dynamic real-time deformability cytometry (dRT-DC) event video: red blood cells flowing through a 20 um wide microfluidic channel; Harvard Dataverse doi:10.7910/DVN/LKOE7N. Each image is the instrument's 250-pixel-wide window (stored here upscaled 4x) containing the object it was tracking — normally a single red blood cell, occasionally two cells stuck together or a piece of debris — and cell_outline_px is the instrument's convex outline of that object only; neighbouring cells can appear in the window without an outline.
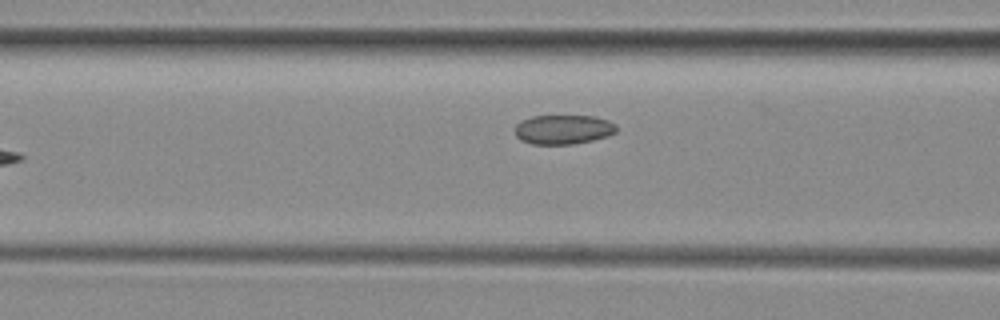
{"species": "common noctule bat (a hibernating species)", "species_latin": "Nyctalus noctula", "temperature_condition": "room temperature", "stored_images_in_passage": 7, "camera_frame_rate_fps": 3000, "um_per_image_px": 0.085, "animal": {"sex": "female", "body_mass_g": 29.2, "forearm_length_mm": 56.3}, "frame": {"image": 1, "passage_image": 6, "time_ms": 5.667, "image_size_px": [1000, 320], "cell_outline_px": [[616, 132], [608, 136], [592, 140], [572, 144], [532, 144], [520, 140], [516, 136], [516, 124], [532, 116], [596, 116], [608, 120], [616, 124]], "centroid_in_image_um": [47.9, 11.0], "position_along_channel_um": 118.7, "area_um2": 17.34}}
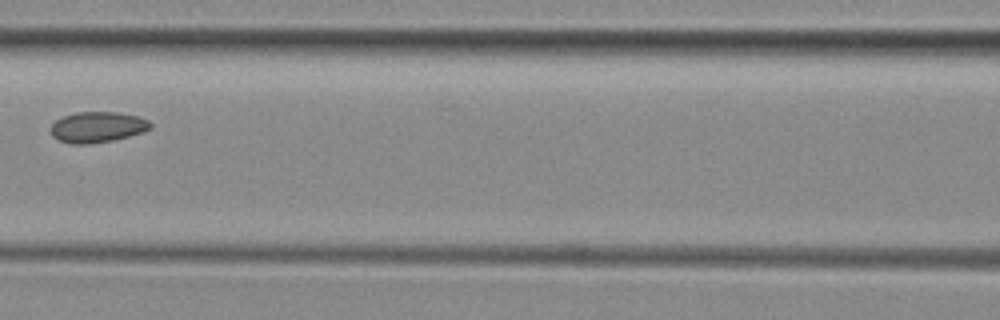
{"frame": {"image": 2, "passage_image": 7, "time_ms": 6.667, "image_size_px": [1000, 320], "cell_outline_px": [[152, 128], [144, 132], [112, 140], [88, 144], [68, 144], [56, 140], [52, 136], [52, 124], [56, 120], [64, 116], [76, 112], [116, 112], [140, 116], [148, 120], [152, 124]], "centroid_in_image_um": [8.29, 10.81], "position_along_channel_um": 158.3, "area_um2": 17.98}}